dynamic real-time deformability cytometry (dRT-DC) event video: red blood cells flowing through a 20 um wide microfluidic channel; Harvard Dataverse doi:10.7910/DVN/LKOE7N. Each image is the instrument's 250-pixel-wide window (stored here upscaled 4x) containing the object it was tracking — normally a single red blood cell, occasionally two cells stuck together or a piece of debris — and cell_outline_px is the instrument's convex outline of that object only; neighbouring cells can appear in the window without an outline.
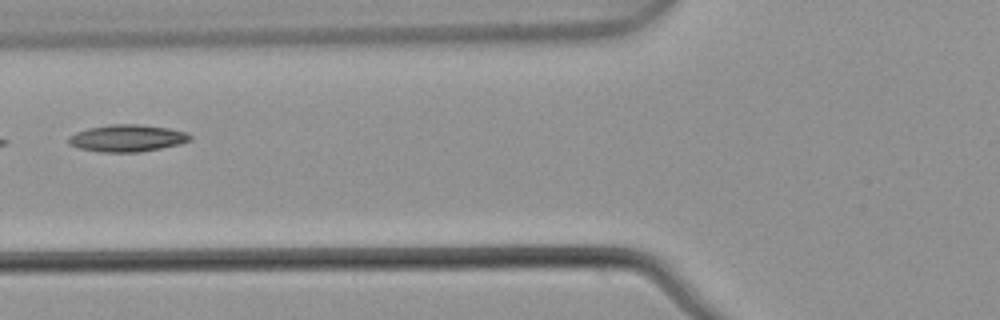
{"species": "common noctule bat (a hibernating species)", "species_latin": "Nyctalus noctula", "temperature_condition": "warm", "stored_images_in_passage": 2, "camera_frame_rate_fps": 3000, "um_per_image_px": 0.085, "animal": {"sex": "male", "body_mass_g": 21.5, "forearm_length_mm": 52.0}, "frame": {"image": 1, "passage_image": 2, "time_ms": 0.333, "image_size_px": [1000, 320], "cell_outline_px": [[192, 140], [180, 144], [140, 152], [104, 152], [76, 148], [68, 144], [68, 136], [76, 132], [88, 128], [112, 124], [140, 124], [168, 128], [188, 132], [192, 136]], "centroid_in_image_um": [10.81, 11.74], "position_along_channel_um": 115.0, "area_um2": 19.31}}